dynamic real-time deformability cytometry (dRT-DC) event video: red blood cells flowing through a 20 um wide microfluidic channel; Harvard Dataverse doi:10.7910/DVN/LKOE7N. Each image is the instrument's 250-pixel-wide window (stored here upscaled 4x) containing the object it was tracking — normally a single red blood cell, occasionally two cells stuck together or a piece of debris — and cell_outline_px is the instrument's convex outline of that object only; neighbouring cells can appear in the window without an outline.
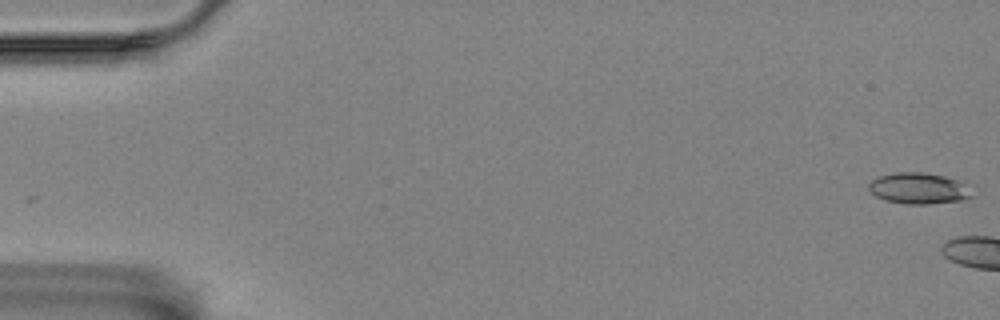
{"species": "Egyptian fruit bat (a non-hibernating species)", "species_latin": "Rousettus aegyptiacus", "temperature_condition": "room temperature", "stored_images_in_passage": 5, "camera_frame_rate_fps": 3000, "um_per_image_px": 0.085, "animal": {"sex": "female"}, "frame": {"image": 1, "passage_image": 1, "time_ms": 0.0, "image_size_px": [1000, 320], "cell_outline_px": [[972, 196], [960, 200], [928, 204], [908, 204], [884, 200], [876, 196], [868, 188], [868, 184], [872, 180], [880, 176], [896, 172], [920, 172], [944, 176], [964, 180]], "centroid_in_image_um": [78.09, 16.0], "position_along_channel_um": 6.9, "area_um2": 18.67}}